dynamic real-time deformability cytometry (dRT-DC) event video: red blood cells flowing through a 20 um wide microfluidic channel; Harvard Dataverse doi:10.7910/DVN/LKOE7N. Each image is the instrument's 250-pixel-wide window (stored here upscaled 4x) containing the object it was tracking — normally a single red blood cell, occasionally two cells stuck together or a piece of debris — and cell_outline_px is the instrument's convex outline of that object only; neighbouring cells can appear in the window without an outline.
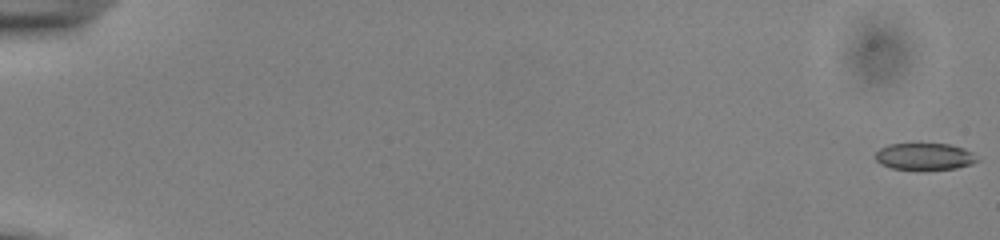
{"species": "common noctule bat (a hibernating species)", "species_latin": "Nyctalus noctula", "temperature_condition": "cold", "stored_images_in_passage": 55, "camera_frame_rate_fps": 3000, "um_per_image_px": 0.085, "animal": {"sex": "male", "body_mass_g": 13.0, "forearm_length_mm": 53.1}, "frame": {"image": 1, "passage_image": 1, "time_ms": 0.0, "image_size_px": [1000, 240], "cell_outline_px": [[980, 160], [972, 164], [956, 168], [892, 168], [880, 164], [876, 160], [876, 152], [880, 148], [888, 144], [948, 144], [964, 148], [972, 152]], "centroid_in_image_um": [78.61, 13.28], "position_along_channel_um": 6.4, "area_um2": 15.55}}
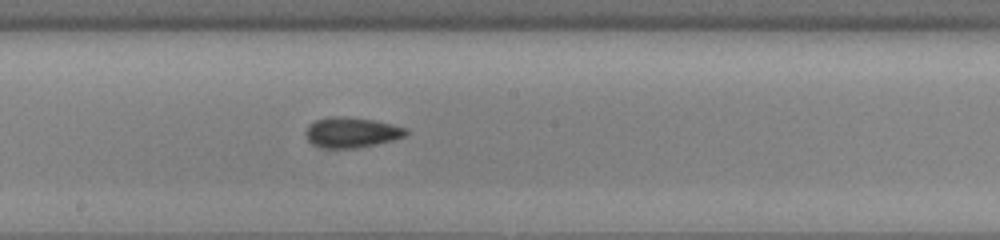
{"frame": {"image": 2, "passage_image": 32, "time_ms": 10.333, "image_size_px": [1000, 240], "cell_outline_px": [[408, 132], [404, 136], [392, 140], [376, 144], [356, 148], [320, 148], [312, 144], [308, 140], [304, 132], [308, 124], [316, 120], [328, 116], [344, 116], [372, 120], [392, 124], [408, 128]], "centroid_in_image_um": [29.83, 11.25], "position_along_channel_um": 218.4, "area_um2": 17.86}}
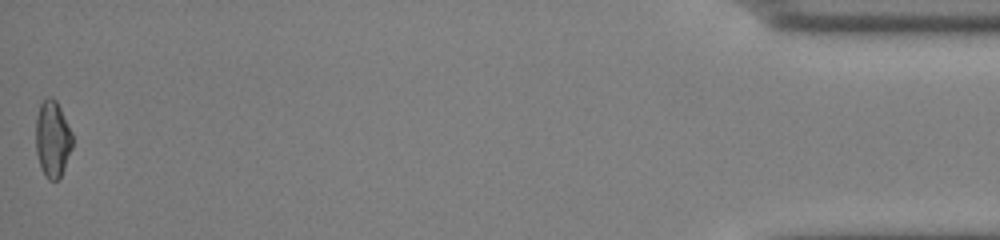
{"frame": {"image": 3, "passage_image": 55, "time_ms": 18.0, "image_size_px": [1000, 240], "cell_outline_px": [[72, 148], [64, 168], [60, 176], [56, 180], [48, 180], [40, 164], [36, 152], [36, 116], [40, 104], [48, 96], [52, 96], [56, 100], [72, 132]], "centroid_in_image_um": [4.46, 11.77], "position_along_channel_um": 430.7, "area_um2": 16.18}, "authors_computed_cell_mechanics": {"area_um2": 17.1666, "velocity_mm_per_s": 3.8949, "shape_relaxation_time_tau1_ms": 7.6882, "shape_relaxation_time_tau2_ms": 3.1177, "deformation_change_tau1": 0.1167, "deformation_change_tau2": 0.0737}}